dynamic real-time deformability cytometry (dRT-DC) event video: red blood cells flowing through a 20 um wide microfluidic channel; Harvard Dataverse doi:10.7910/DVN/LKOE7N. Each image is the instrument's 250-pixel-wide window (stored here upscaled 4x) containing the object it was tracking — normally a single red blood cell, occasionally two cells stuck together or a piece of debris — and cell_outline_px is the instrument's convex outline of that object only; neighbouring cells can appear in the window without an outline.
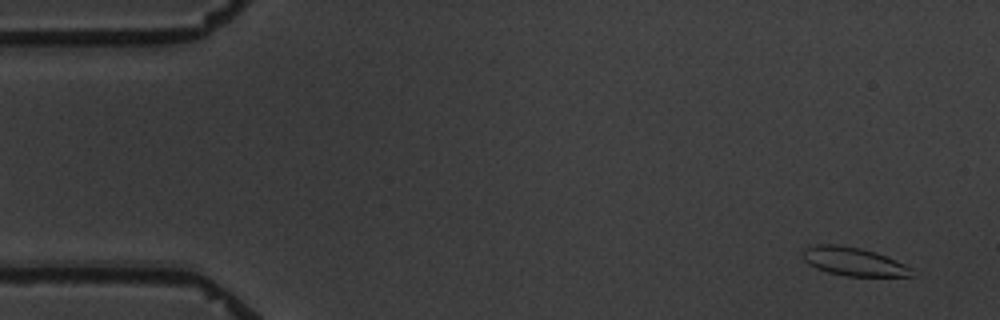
{"species": "common noctule bat (a hibernating species)", "species_latin": "Nyctalus noctula", "temperature_condition": "warm", "stored_images_in_passage": 5, "camera_frame_rate_fps": 3000, "um_per_image_px": 0.085, "animal": {"sex": "male", "body_mass_g": 19.5, "forearm_length_mm": 54.6}, "frame": {"image": 1, "passage_image": 1, "time_ms": 0.0, "image_size_px": [1000, 320], "cell_outline_px": [[912, 276], [848, 276], [828, 272], [816, 268], [808, 264], [800, 256], [800, 252], [804, 248], [816, 244], [836, 244], [860, 248], [876, 252], [896, 260], [912, 268]], "centroid_in_image_um": [72.49, 22.22], "position_along_channel_um": 12.5, "area_um2": 18.15}}